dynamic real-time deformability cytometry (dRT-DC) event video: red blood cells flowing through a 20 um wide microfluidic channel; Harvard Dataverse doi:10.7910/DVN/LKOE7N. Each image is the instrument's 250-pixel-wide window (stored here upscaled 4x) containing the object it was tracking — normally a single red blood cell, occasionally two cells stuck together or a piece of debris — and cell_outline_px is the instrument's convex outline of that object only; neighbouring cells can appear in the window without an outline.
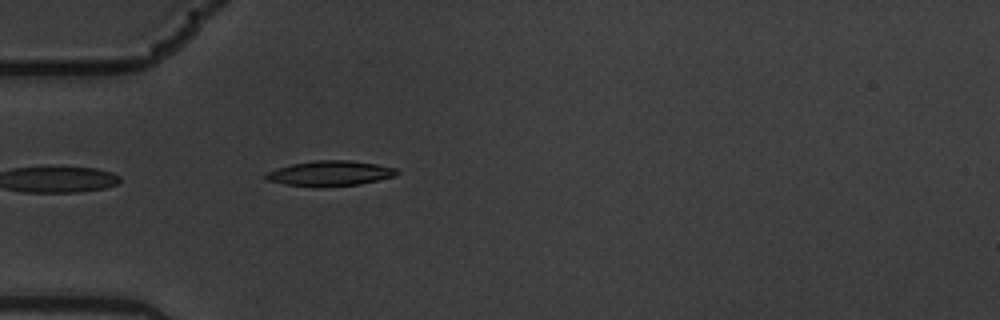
{"species": "common noctule bat (a hibernating species)", "species_latin": "Nyctalus noctula", "temperature_condition": "warm", "stored_images_in_passage": 3, "camera_frame_rate_fps": 3000, "um_per_image_px": 0.085, "animal": {"sex": "male", "body_mass_g": 19.5, "forearm_length_mm": 54.6}, "frame": {"image": 1, "passage_image": 3, "time_ms": 0.667, "image_size_px": [1000, 320], "cell_outline_px": [[400, 172], [396, 176], [360, 184], [320, 188], [284, 184], [264, 180], [264, 172], [276, 168], [292, 164], [316, 160], [352, 160], [376, 164], [396, 168]], "centroid_in_image_um": [28.01, 14.75], "position_along_channel_um": 57.0, "area_um2": 19.65}}